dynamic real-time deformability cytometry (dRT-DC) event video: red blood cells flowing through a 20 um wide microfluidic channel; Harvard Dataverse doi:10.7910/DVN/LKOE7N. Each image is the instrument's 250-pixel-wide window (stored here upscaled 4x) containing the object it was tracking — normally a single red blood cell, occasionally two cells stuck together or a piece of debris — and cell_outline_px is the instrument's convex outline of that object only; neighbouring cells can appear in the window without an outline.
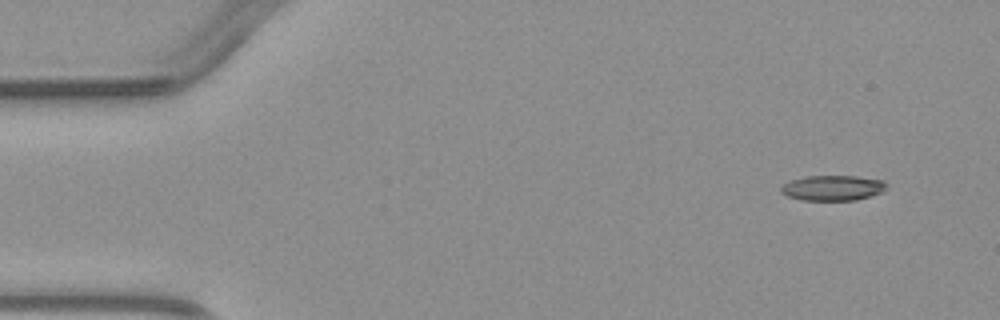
{"species": "common noctule bat (a hibernating species)", "species_latin": "Nyctalus noctula", "temperature_condition": "warm", "stored_images_in_passage": 3, "camera_frame_rate_fps": 3000, "um_per_image_px": 0.085, "animal": {"sex": "male", "body_mass_g": 23.1, "forearm_length_mm": 52.7}, "frame": {"image": 1, "passage_image": 1, "time_ms": 0.0, "image_size_px": [1000, 320], "cell_outline_px": [[888, 184], [880, 192], [856, 200], [804, 200], [788, 196], [780, 192], [780, 188], [784, 184], [792, 180], [804, 176], [856, 176], [884, 180]], "centroid_in_image_um": [70.77, 15.96], "position_along_channel_um": 14.2, "area_um2": 15.37}}
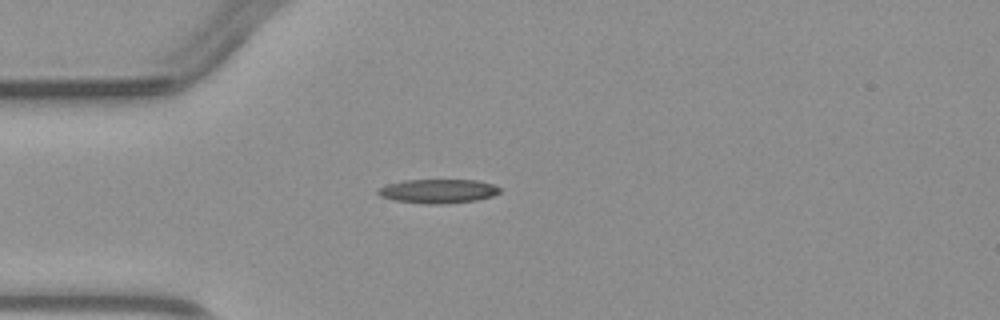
{"frame": {"image": 2, "passage_image": 3, "time_ms": 3.0, "image_size_px": [1000, 320], "cell_outline_px": [[500, 192], [492, 196], [476, 200], [440, 204], [432, 204], [392, 200], [380, 196], [376, 192], [376, 188], [388, 184], [404, 180], [476, 180], [492, 184], [500, 188]], "centroid_in_image_um": [37.19, 16.24], "position_along_channel_um": 47.8, "area_um2": 16.99}}